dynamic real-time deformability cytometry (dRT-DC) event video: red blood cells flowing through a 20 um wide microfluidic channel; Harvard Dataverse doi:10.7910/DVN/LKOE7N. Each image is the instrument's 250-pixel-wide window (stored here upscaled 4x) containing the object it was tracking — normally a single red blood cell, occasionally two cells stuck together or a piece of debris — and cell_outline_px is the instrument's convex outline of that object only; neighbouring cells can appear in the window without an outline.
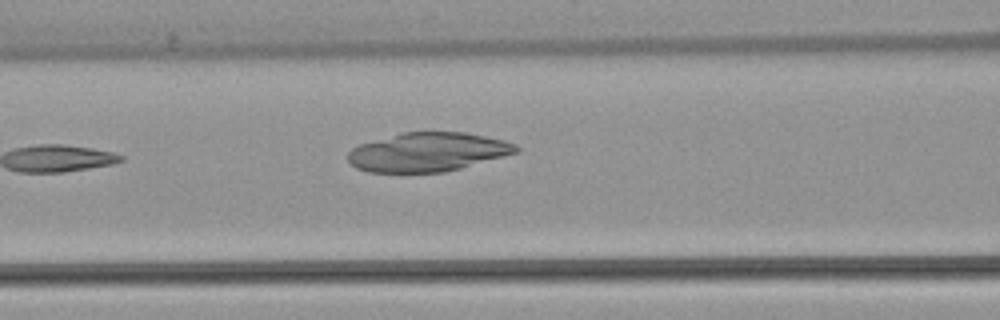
{"species": "common noctule bat (a hibernating species)", "species_latin": "Nyctalus noctula", "temperature_condition": "warm", "stored_images_in_passage": 3, "camera_frame_rate_fps": 3000, "um_per_image_px": 0.085, "animal": {"sex": "female", "body_mass_g": 22.7, "forearm_length_mm": 54.2}, "frame": {"image": 1, "passage_image": 3, "time_ms": 2.667, "image_size_px": [1000, 320], "cell_outline_px": [[520, 152], [460, 168], [444, 172], [368, 172], [356, 168], [348, 160], [348, 152], [352, 148], [360, 144], [404, 132], [464, 132], [504, 140], [516, 144], [520, 148]], "centroid_in_image_um": [36.39, 12.92], "position_along_channel_um": 130.2, "area_um2": 37.97}}